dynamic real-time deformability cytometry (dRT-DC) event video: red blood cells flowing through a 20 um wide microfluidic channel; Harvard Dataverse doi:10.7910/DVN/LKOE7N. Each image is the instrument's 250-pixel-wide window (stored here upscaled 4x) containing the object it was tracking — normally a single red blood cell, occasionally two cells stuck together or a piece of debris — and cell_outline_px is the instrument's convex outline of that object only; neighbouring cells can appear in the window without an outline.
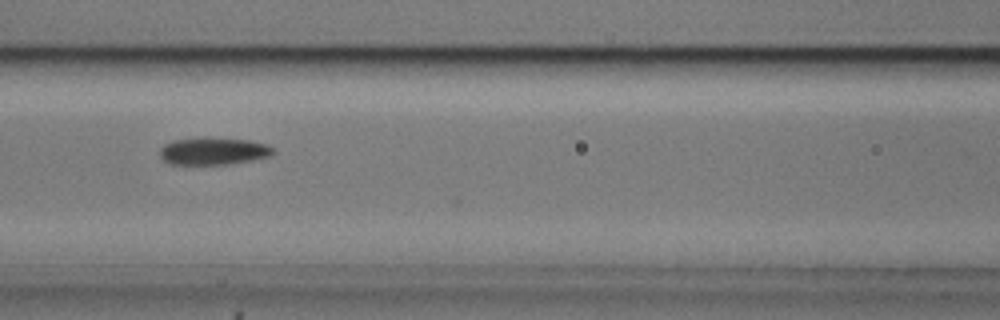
{"species": "common noctule bat (a hibernating species)", "species_latin": "Nyctalus noctula", "temperature_condition": "cold", "stored_images_in_passage": 37, "camera_frame_rate_fps": 3000, "um_per_image_px": 0.085, "animal": {"sex": "male", "body_mass_g": 20.5, "forearm_length_mm": 52.5}, "frame": {"image": 1, "passage_image": 16, "time_ms": 5.0, "image_size_px": [1000, 320], "cell_outline_px": [[276, 152], [268, 156], [252, 160], [232, 164], [168, 164], [160, 156], [160, 148], [164, 144], [172, 140], [204, 136], [208, 136], [248, 140], [268, 144], [276, 148]], "centroid_in_image_um": [18.15, 12.82], "position_along_channel_um": 148.4, "area_um2": 18.55}}
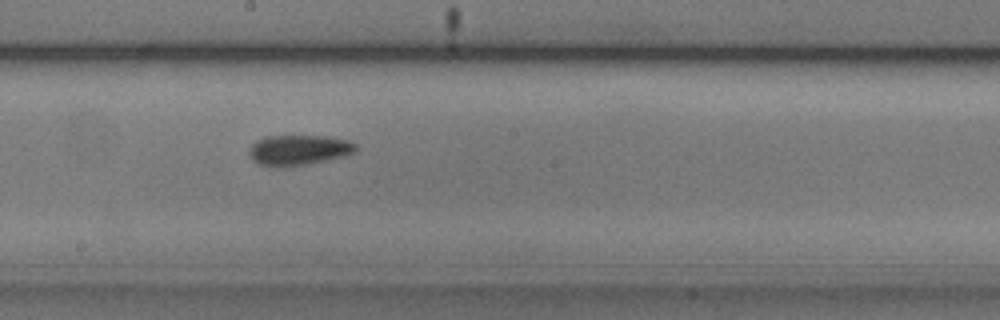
{"frame": {"image": 2, "passage_image": 22, "time_ms": 7.0, "image_size_px": [1000, 320], "cell_outline_px": [[356, 152], [344, 156], [308, 164], [284, 168], [276, 168], [256, 164], [252, 160], [248, 152], [252, 144], [256, 140], [264, 136], [328, 136], [348, 140], [356, 144]], "centroid_in_image_um": [25.34, 12.77], "position_along_channel_um": 222.9, "area_um2": 19.25}}